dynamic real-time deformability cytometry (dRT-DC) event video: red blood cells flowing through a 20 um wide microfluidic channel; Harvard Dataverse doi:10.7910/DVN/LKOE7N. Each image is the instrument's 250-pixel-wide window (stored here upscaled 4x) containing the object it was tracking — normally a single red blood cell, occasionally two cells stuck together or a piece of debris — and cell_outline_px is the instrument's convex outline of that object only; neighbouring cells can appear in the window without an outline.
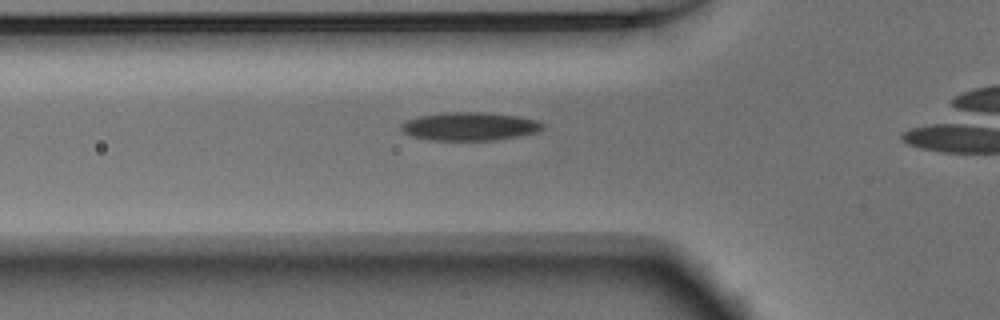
{"species": "Egyptian fruit bat (a non-hibernating species)", "species_latin": "Rousettus aegyptiacus", "temperature_condition": "warm", "stored_images_in_passage": 17, "camera_frame_rate_fps": 3000, "um_per_image_px": 0.085, "animal": {"sex": "male"}, "frame": {"image": 1, "passage_image": 12, "time_ms": 3.667, "image_size_px": [1000, 320], "cell_outline_px": [[544, 128], [536, 132], [516, 136], [492, 140], [432, 140], [412, 136], [404, 132], [400, 128], [400, 124], [408, 120], [420, 116], [448, 112], [484, 112], [520, 116], [536, 120], [544, 124]], "centroid_in_image_um": [39.93, 10.73], "position_along_channel_um": 85.9, "area_um2": 23.12}}
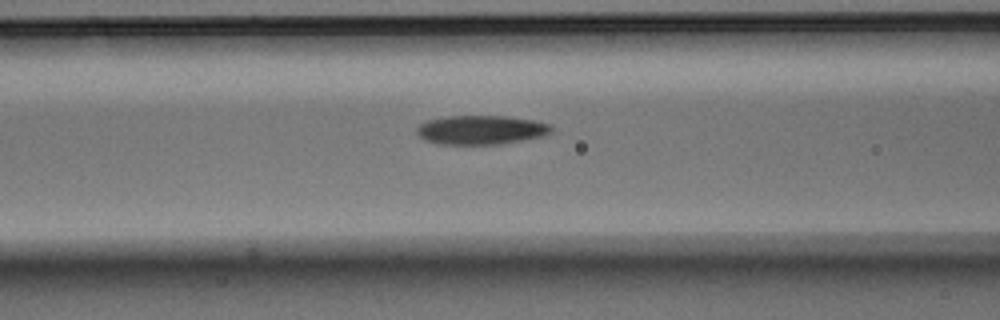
{"frame": {"image": 2, "passage_image": 15, "time_ms": 4.667, "image_size_px": [1000, 320], "cell_outline_px": [[552, 132], [544, 136], [500, 144], [436, 144], [424, 140], [416, 132], [416, 128], [420, 124], [428, 120], [448, 116], [504, 116], [532, 120], [552, 124]], "centroid_in_image_um": [40.89, 11.04], "position_along_channel_um": 125.7, "area_um2": 22.83}}